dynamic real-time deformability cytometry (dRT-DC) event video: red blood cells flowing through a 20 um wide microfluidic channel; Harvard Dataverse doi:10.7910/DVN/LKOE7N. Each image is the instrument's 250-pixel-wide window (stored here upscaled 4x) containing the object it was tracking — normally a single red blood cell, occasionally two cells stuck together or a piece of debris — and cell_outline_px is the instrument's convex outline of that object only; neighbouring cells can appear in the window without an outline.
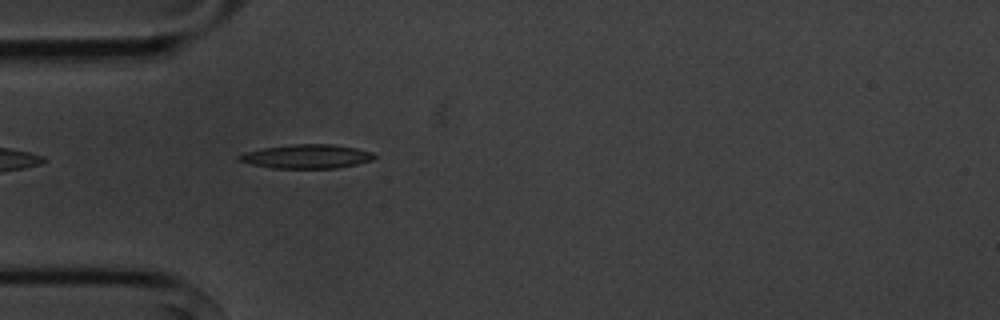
{"species": "common noctule bat (a hibernating species)", "species_latin": "Nyctalus noctula", "temperature_condition": "cold", "stored_images_in_passage": 2, "camera_frame_rate_fps": 3000, "um_per_image_px": 0.085, "animal": {"sex": "male", "body_mass_g": 20.1, "forearm_length_mm": 53.5}, "frame": {"image": 1, "passage_image": 2, "time_ms": 1.0, "image_size_px": [1000, 320], "cell_outline_px": [[376, 156], [372, 160], [356, 164], [336, 168], [272, 168], [252, 164], [236, 160], [236, 156], [244, 152], [264, 148], [292, 144], [332, 144], [356, 148], [372, 152]], "centroid_in_image_um": [26.04, 13.29], "position_along_channel_um": 59.0, "area_um2": 18.84}}